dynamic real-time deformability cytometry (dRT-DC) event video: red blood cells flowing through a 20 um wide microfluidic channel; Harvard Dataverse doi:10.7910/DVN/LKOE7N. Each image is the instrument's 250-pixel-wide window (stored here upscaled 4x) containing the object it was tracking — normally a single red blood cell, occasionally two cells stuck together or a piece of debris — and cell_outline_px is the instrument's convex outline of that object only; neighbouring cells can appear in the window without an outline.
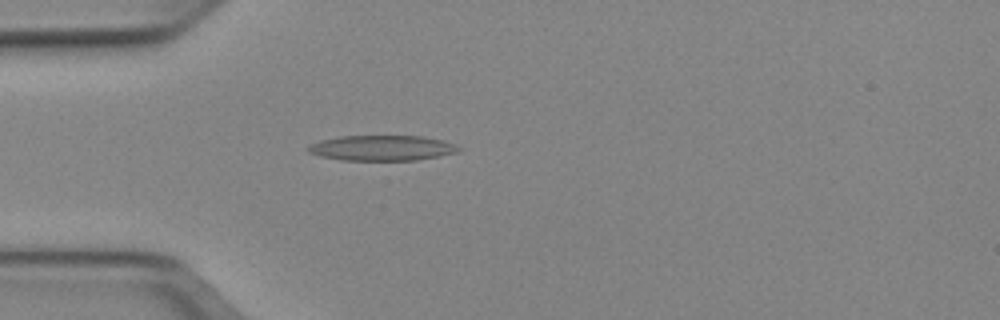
{"species": "Egyptian fruit bat (a non-hibernating species)", "species_latin": "Rousettus aegyptiacus", "temperature_condition": "cold", "stored_images_in_passage": 51, "camera_frame_rate_fps": 3000, "um_per_image_px": 0.085, "animal": {"sex": "female"}, "frame": {"image": 1, "passage_image": 14, "time_ms": 4.333, "image_size_px": [1000, 320], "cell_outline_px": [[460, 148], [456, 152], [440, 156], [416, 160], [340, 160], [320, 156], [308, 152], [304, 148], [320, 140], [340, 136], [424, 136], [444, 140], [456, 144]], "centroid_in_image_um": [32.46, 12.57], "position_along_channel_um": 52.5, "area_um2": 22.31}}
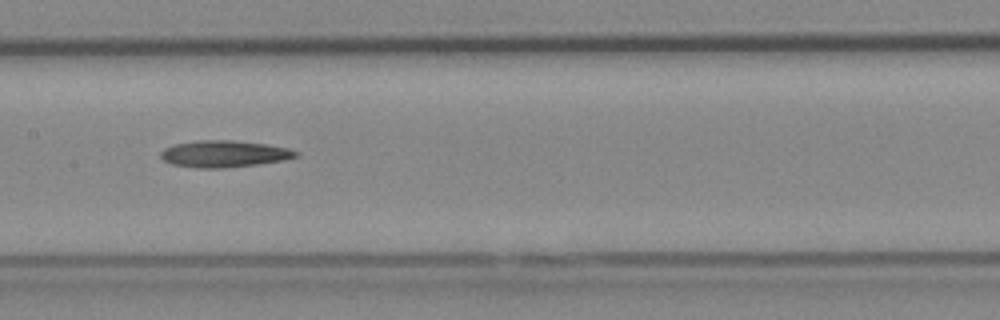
{"frame": {"image": 2, "passage_image": 25, "time_ms": 8.0, "image_size_px": [1000, 320], "cell_outline_px": [[300, 156], [284, 160], [256, 164], [224, 168], [196, 168], [172, 164], [164, 160], [160, 156], [160, 152], [164, 148], [172, 144], [196, 140], [232, 140], [268, 144], [288, 148], [300, 152]], "centroid_in_image_um": [19.05, 13.07], "position_along_channel_um": 188.3, "area_um2": 21.27}}
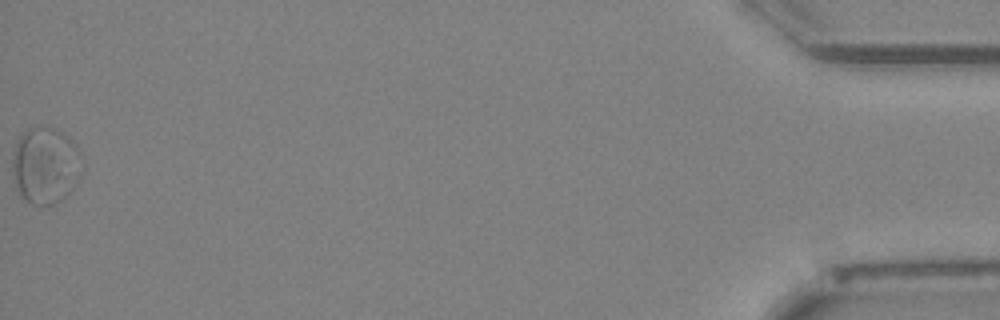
{"frame": {"image": 3, "passage_image": 51, "time_ms": 16.667, "image_size_px": [1000, 320], "cell_outline_px": [[84, 172], [80, 180], [60, 200], [52, 204], [32, 204], [24, 200], [20, 196], [12, 172], [12, 156], [16, 140], [20, 132], [28, 128], [56, 128], [72, 140], [76, 144], [80, 152], [84, 164]], "centroid_in_image_um": [3.88, 14.04], "position_along_channel_um": 431.3, "area_um2": 31.67}}